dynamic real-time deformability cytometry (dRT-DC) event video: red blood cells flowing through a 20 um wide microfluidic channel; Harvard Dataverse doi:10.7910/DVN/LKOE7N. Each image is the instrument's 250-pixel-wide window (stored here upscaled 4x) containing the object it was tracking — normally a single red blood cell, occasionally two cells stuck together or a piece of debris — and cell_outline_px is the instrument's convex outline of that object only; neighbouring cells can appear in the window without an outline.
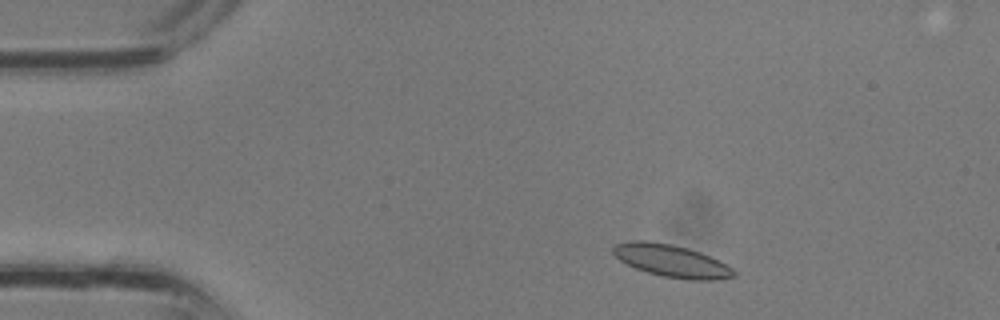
{"species": "common noctule bat (a hibernating species)", "species_latin": "Nyctalus noctula", "temperature_condition": "room temperature", "stored_images_in_passage": 31, "camera_frame_rate_fps": 3000, "um_per_image_px": 0.085, "animal": {"sex": "male", "body_mass_g": 13.3}, "frame": {"image": 1, "passage_image": 3, "time_ms": 0.667, "image_size_px": [1000, 320], "cell_outline_px": [[736, 276], [716, 280], [688, 280], [664, 276], [648, 272], [636, 268], [620, 260], [612, 252], [612, 248], [616, 244], [632, 240], [640, 240], [668, 244], [688, 248], [700, 252], [732, 268], [736, 272]], "centroid_in_image_um": [57.08, 22.18], "position_along_channel_um": 27.9, "area_um2": 22.37}}
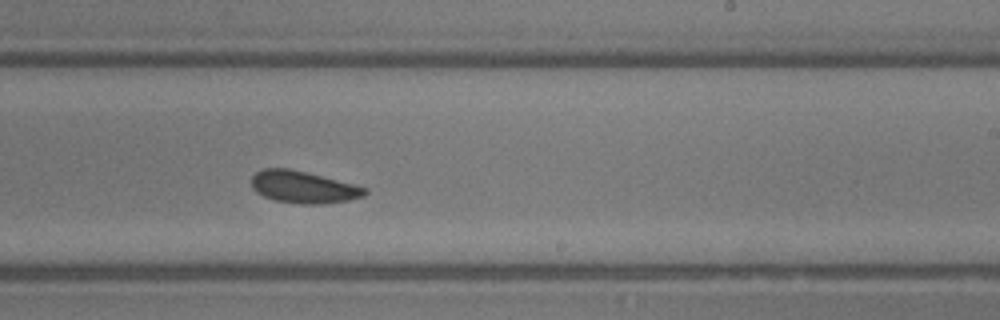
{"frame": {"image": 2, "passage_image": 18, "time_ms": 5.667, "image_size_px": [1000, 320], "cell_outline_px": [[368, 192], [364, 196], [348, 200], [324, 204], [300, 204], [276, 200], [264, 196], [256, 192], [252, 188], [252, 176], [256, 172], [264, 168], [288, 168], [368, 188]], "centroid_in_image_um": [25.77, 15.91], "position_along_channel_um": 263.2, "area_um2": 20.92}}
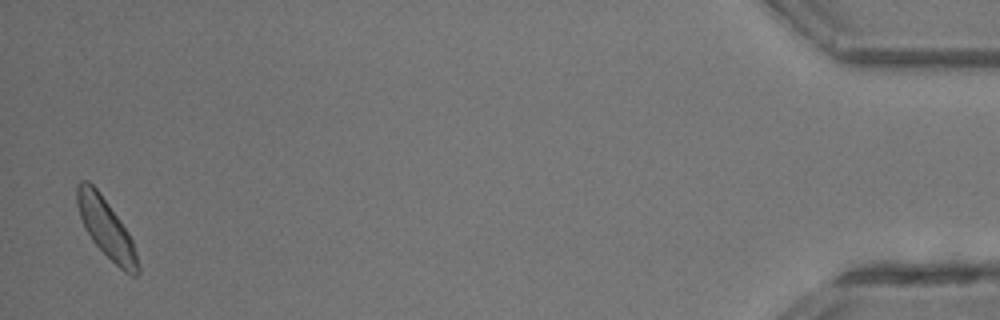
{"frame": {"image": 3, "passage_image": 31, "time_ms": 10.0, "image_size_px": [1000, 320], "cell_outline_px": [[140, 272], [136, 276], [132, 276], [124, 272], [92, 240], [84, 228], [76, 204], [76, 184], [80, 180], [88, 180], [100, 192], [120, 220], [128, 232], [132, 240], [140, 264]], "centroid_in_image_um": [9.02, 19.38], "position_along_channel_um": 426.2, "area_um2": 20.92}}